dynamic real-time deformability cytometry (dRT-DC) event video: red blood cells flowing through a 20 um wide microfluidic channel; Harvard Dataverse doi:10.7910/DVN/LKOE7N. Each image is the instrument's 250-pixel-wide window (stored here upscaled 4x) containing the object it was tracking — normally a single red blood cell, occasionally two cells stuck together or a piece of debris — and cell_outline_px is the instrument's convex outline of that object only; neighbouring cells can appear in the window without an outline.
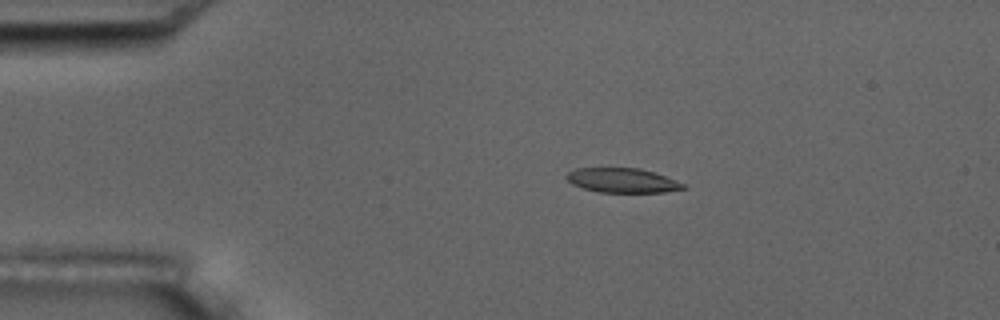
{"species": "common noctule bat (a hibernating species)", "species_latin": "Nyctalus noctula", "temperature_condition": "room temperature", "stored_images_in_passage": 3, "camera_frame_rate_fps": 3000, "um_per_image_px": 0.085, "animal": {"sex": "male", "body_mass_g": 17.5, "forearm_length_mm": 52.3}, "frame": {"image": 1, "passage_image": 2, "time_ms": 1.0, "image_size_px": [1000, 320], "cell_outline_px": [[688, 188], [664, 192], [600, 192], [584, 188], [572, 184], [564, 176], [568, 172], [576, 168], [640, 168], [676, 180], [684, 184]], "centroid_in_image_um": [52.89, 15.33], "position_along_channel_um": 32.1, "area_um2": 16.53}}